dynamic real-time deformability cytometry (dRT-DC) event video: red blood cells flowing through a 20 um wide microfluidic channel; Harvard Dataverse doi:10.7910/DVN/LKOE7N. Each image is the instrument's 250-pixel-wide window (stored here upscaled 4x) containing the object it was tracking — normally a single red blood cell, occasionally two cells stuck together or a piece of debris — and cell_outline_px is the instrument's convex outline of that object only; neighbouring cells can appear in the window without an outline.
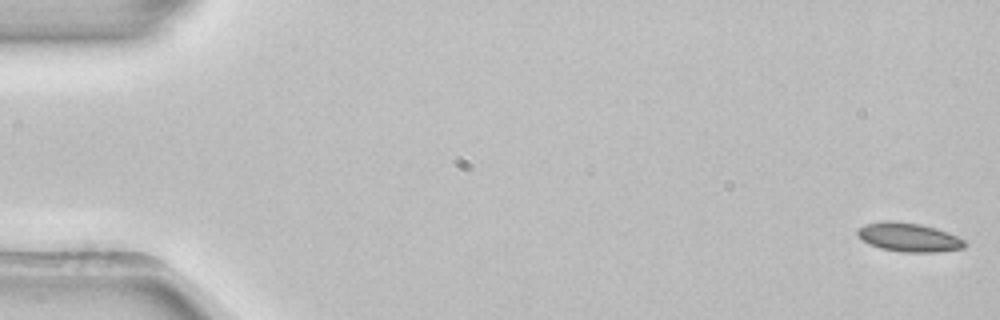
{"species": "common noctule bat (a hibernating species)", "species_latin": "Nyctalus noctula", "temperature_condition": "room temperature", "stored_images_in_passage": 53, "camera_frame_rate_fps": 3000, "um_per_image_px": 0.085, "animal": {"sex": "female", "body_mass_g": 22.7, "forearm_length_mm": 54.2}, "frame": {"image": 1, "passage_image": 1, "time_ms": 0.0, "image_size_px": [1000, 320], "cell_outline_px": [[968, 244], [964, 248], [936, 252], [900, 252], [880, 248], [868, 244], [856, 232], [864, 224], [884, 220], [892, 220], [920, 224], [936, 228], [948, 232], [964, 240]], "centroid_in_image_um": [77.26, 20.16], "position_along_channel_um": 7.7, "area_um2": 18.09}}
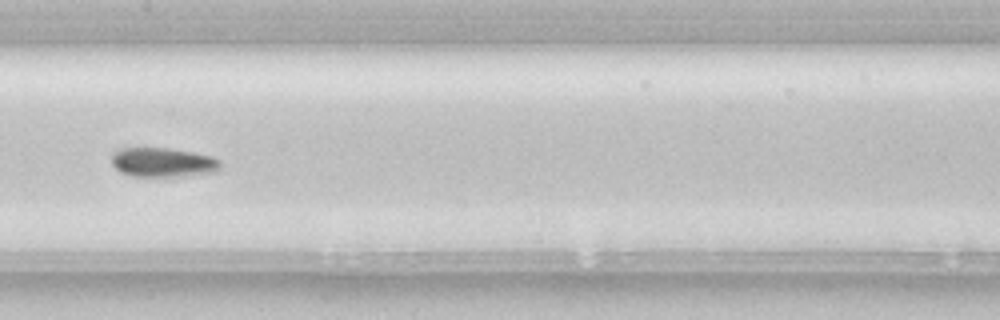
{"frame": {"image": 2, "passage_image": 27, "time_ms": 8.667, "image_size_px": [1000, 320], "cell_outline_px": [[220, 168], [216, 172], [180, 176], [132, 176], [120, 172], [112, 164], [112, 152], [120, 148], [168, 148], [192, 152], [212, 156], [220, 160]], "centroid_in_image_um": [13.84, 13.79], "position_along_channel_um": 193.6, "area_um2": 18.61}}
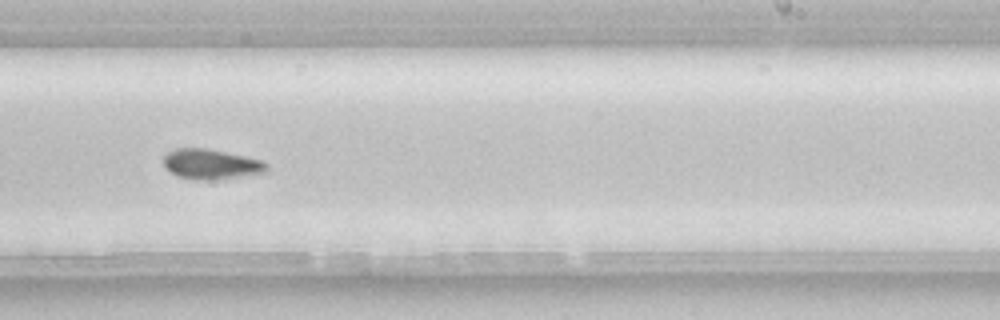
{"frame": {"image": 3, "passage_image": 33, "time_ms": 10.667, "image_size_px": [1000, 320], "cell_outline_px": [[268, 168], [264, 172], [212, 180], [196, 180], [176, 176], [164, 168], [164, 156], [168, 152], [176, 148], [208, 148], [264, 160], [268, 164]], "centroid_in_image_um": [17.91, 13.95], "position_along_channel_um": 271.1, "area_um2": 18.15}}